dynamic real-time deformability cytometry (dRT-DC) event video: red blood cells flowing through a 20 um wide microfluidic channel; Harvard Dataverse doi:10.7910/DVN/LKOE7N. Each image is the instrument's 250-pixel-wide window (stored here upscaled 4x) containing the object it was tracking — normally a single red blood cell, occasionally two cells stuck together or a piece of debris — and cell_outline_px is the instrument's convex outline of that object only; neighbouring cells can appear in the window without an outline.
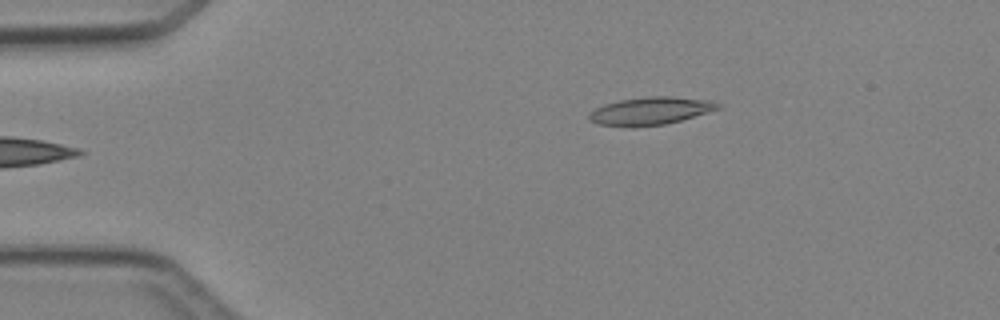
{"species": "Egyptian fruit bat (a non-hibernating species)", "species_latin": "Rousettus aegyptiacus", "temperature_condition": "cold", "stored_images_in_passage": 2, "camera_frame_rate_fps": 3000, "um_per_image_px": 0.085, "animal": {"sex": "female"}, "frame": {"image": 1, "passage_image": 2, "time_ms": 2.0, "image_size_px": [1000, 320], "cell_outline_px": [[720, 108], [708, 112], [680, 120], [664, 124], [632, 128], [596, 124], [588, 120], [588, 112], [604, 104], [620, 100], [648, 96], [668, 96], [712, 100], [720, 104]], "centroid_in_image_um": [55.23, 9.44], "position_along_channel_um": 29.8, "area_um2": 21.04}}